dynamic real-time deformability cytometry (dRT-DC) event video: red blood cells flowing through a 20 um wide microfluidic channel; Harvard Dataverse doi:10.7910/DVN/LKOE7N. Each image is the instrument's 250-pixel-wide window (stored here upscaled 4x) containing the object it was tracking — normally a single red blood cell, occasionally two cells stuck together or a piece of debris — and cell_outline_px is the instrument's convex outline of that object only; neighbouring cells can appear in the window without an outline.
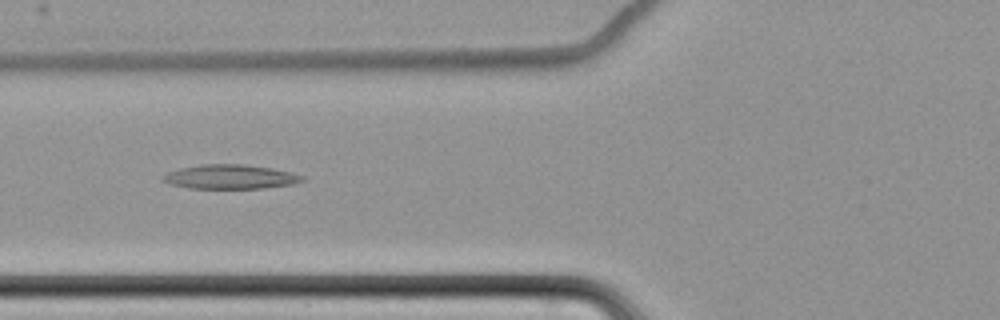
{"species": "common noctule bat (a hibernating species)", "species_latin": "Nyctalus noctula", "temperature_condition": "cold", "stored_images_in_passage": 62, "camera_frame_rate_fps": 3000, "um_per_image_px": 0.085, "animal": {"sex": "female", "body_mass_g": 22.7, "forearm_length_mm": 54.2}, "frame": {"image": 1, "passage_image": 26, "time_ms": 8.333, "image_size_px": [1000, 320], "cell_outline_px": [[304, 180], [292, 184], [264, 188], [188, 188], [172, 184], [160, 180], [160, 176], [168, 172], [180, 168], [200, 164], [248, 164], [272, 168], [292, 172], [304, 176]], "centroid_in_image_um": [19.56, 15.02], "position_along_channel_um": 106.2, "area_um2": 19.83}}
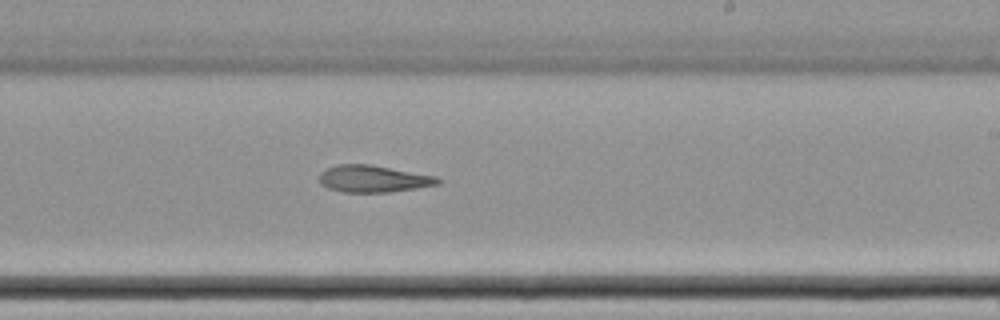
{"frame": {"image": 2, "passage_image": 39, "time_ms": 12.667, "image_size_px": [1000, 320], "cell_outline_px": [[444, 180], [440, 184], [416, 188], [388, 192], [344, 192], [328, 188], [320, 184], [320, 172], [336, 164], [368, 164], [436, 176]], "centroid_in_image_um": [31.74, 15.2], "position_along_channel_um": 257.3, "area_um2": 18.55}}
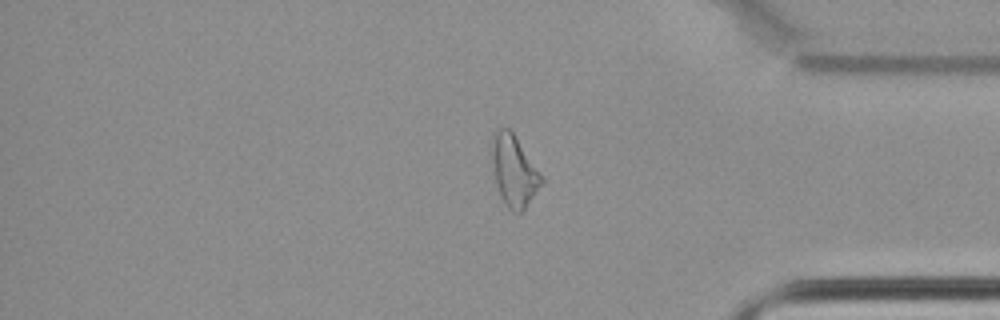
{"frame": {"image": 3, "passage_image": 52, "time_ms": 17.0, "image_size_px": [1000, 320], "cell_outline_px": [[544, 184], [524, 212], [512, 212], [504, 204], [500, 196], [496, 184], [492, 160], [492, 136], [500, 128], [508, 128], [512, 132], [540, 172], [544, 180]], "centroid_in_image_um": [43.72, 14.6], "position_along_channel_um": 391.5, "area_um2": 20.63}, "authors_computed_cell_mechanics": {"area_um2": 21.2993, "velocity_mm_per_s": 3.4872, "shape_relaxation_time_tau1_ms": 9.7065, "shape_relaxation_time_tau2_ms": null, "deformation_change_tau1": 0.1876, "deformation_change_tau2": null}}